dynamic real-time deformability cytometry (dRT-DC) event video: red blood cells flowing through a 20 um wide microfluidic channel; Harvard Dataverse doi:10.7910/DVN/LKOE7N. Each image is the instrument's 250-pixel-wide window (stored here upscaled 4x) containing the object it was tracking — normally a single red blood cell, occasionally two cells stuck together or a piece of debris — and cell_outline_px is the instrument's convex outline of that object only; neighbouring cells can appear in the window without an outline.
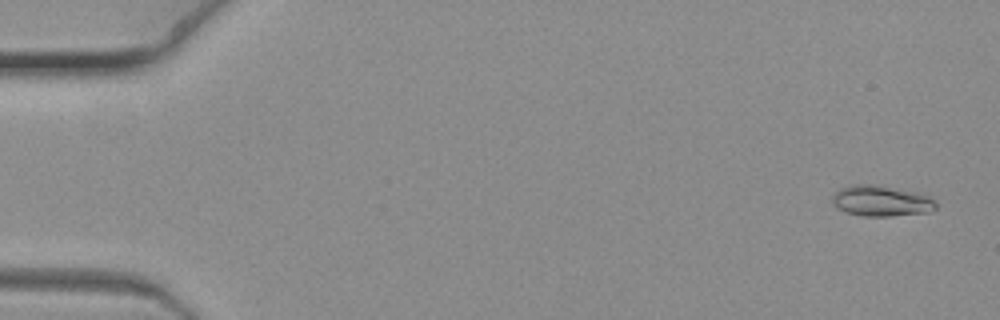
{"species": "common noctule bat (a hibernating species)", "species_latin": "Nyctalus noctula", "temperature_condition": "warm", "stored_images_in_passage": 9, "camera_frame_rate_fps": 3000, "um_per_image_px": 0.085, "animal": {"sex": "female", "body_mass_g": 19.3, "forearm_length_mm": 54.1}, "frame": {"image": 1, "passage_image": 2, "time_ms": 0.333, "image_size_px": [1000, 320], "cell_outline_px": [[936, 208], [932, 212], [892, 216], [864, 216], [848, 212], [836, 208], [832, 204], [832, 196], [840, 188], [852, 184], [876, 184], [916, 192], [928, 196], [936, 204]], "centroid_in_image_um": [74.89, 17.07], "position_along_channel_um": 10.1, "area_um2": 18.67}}